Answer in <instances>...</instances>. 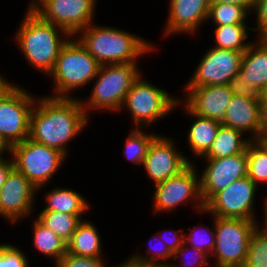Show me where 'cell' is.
<instances>
[{
  "mask_svg": "<svg viewBox=\"0 0 267 267\" xmlns=\"http://www.w3.org/2000/svg\"><path fill=\"white\" fill-rule=\"evenodd\" d=\"M175 147L171 138L161 135H157L150 143L142 166L155 185L176 176L192 163Z\"/></svg>",
  "mask_w": 267,
  "mask_h": 267,
  "instance_id": "5bb4252c",
  "label": "cell"
},
{
  "mask_svg": "<svg viewBox=\"0 0 267 267\" xmlns=\"http://www.w3.org/2000/svg\"><path fill=\"white\" fill-rule=\"evenodd\" d=\"M204 160H206L207 166L200 175V194L204 204L215 193L247 176L248 159L246 153Z\"/></svg>",
  "mask_w": 267,
  "mask_h": 267,
  "instance_id": "9a60e30c",
  "label": "cell"
},
{
  "mask_svg": "<svg viewBox=\"0 0 267 267\" xmlns=\"http://www.w3.org/2000/svg\"><path fill=\"white\" fill-rule=\"evenodd\" d=\"M184 104L196 115L222 121L233 93L227 85L185 88Z\"/></svg>",
  "mask_w": 267,
  "mask_h": 267,
  "instance_id": "e0dca14e",
  "label": "cell"
},
{
  "mask_svg": "<svg viewBox=\"0 0 267 267\" xmlns=\"http://www.w3.org/2000/svg\"><path fill=\"white\" fill-rule=\"evenodd\" d=\"M206 227H208L207 230L201 228L200 230L196 231V229L193 230L194 228H192L190 234H183L184 243L191 247L202 250L211 257L215 247V229L213 228L212 230V228H209V226Z\"/></svg>",
  "mask_w": 267,
  "mask_h": 267,
  "instance_id": "d6a6232c",
  "label": "cell"
},
{
  "mask_svg": "<svg viewBox=\"0 0 267 267\" xmlns=\"http://www.w3.org/2000/svg\"><path fill=\"white\" fill-rule=\"evenodd\" d=\"M119 267H157V265L140 263L129 257L125 262L120 263Z\"/></svg>",
  "mask_w": 267,
  "mask_h": 267,
  "instance_id": "ee69618b",
  "label": "cell"
},
{
  "mask_svg": "<svg viewBox=\"0 0 267 267\" xmlns=\"http://www.w3.org/2000/svg\"><path fill=\"white\" fill-rule=\"evenodd\" d=\"M215 27L214 48L245 52L252 44L245 41L249 37L247 32L252 31L247 24H226Z\"/></svg>",
  "mask_w": 267,
  "mask_h": 267,
  "instance_id": "484cf974",
  "label": "cell"
},
{
  "mask_svg": "<svg viewBox=\"0 0 267 267\" xmlns=\"http://www.w3.org/2000/svg\"><path fill=\"white\" fill-rule=\"evenodd\" d=\"M158 232H156V234L152 236L153 239L158 241V245H160V249L158 248H153L152 244L150 243L149 247H148V253L150 255H142L138 252V254L136 253V255H132L130 258L140 262V263H145V264H150V265H158V266H169L170 263H168L169 259H172L173 257V253L169 250V248L166 246V244L164 243L163 239L160 238V236H158ZM159 239H157L156 237ZM161 240V241H160ZM151 241V240H149ZM160 241V243H159ZM152 242V241H151ZM158 247V246H156ZM159 260V261H158ZM162 260V262H160ZM167 260V261H166Z\"/></svg>",
  "mask_w": 267,
  "mask_h": 267,
  "instance_id": "1f68e13d",
  "label": "cell"
},
{
  "mask_svg": "<svg viewBox=\"0 0 267 267\" xmlns=\"http://www.w3.org/2000/svg\"><path fill=\"white\" fill-rule=\"evenodd\" d=\"M187 245L184 243L181 247H179L174 253H173V259H177V257H184V256H187L189 257V255H187L189 252V249H190V254H191V251L194 253L193 254V259L191 261L187 259L186 262H181V264H176V263H170L169 266L170 267H210V265H208L210 261H208L209 259V255L205 252H203L202 250H199L197 248H194V247H186ZM187 253V254H186ZM180 255V256H179ZM196 257V258H195ZM197 259V260H196ZM190 261V262H188ZM199 262V263H198ZM190 263V264H189ZM174 264V265H173Z\"/></svg>",
  "mask_w": 267,
  "mask_h": 267,
  "instance_id": "d590c367",
  "label": "cell"
},
{
  "mask_svg": "<svg viewBox=\"0 0 267 267\" xmlns=\"http://www.w3.org/2000/svg\"><path fill=\"white\" fill-rule=\"evenodd\" d=\"M23 18L14 39L30 65L49 75L60 50L72 36L57 25L42 20L29 8Z\"/></svg>",
  "mask_w": 267,
  "mask_h": 267,
  "instance_id": "7a4b0ae2",
  "label": "cell"
},
{
  "mask_svg": "<svg viewBox=\"0 0 267 267\" xmlns=\"http://www.w3.org/2000/svg\"><path fill=\"white\" fill-rule=\"evenodd\" d=\"M261 102H267V87L262 92V100Z\"/></svg>",
  "mask_w": 267,
  "mask_h": 267,
  "instance_id": "681fc988",
  "label": "cell"
},
{
  "mask_svg": "<svg viewBox=\"0 0 267 267\" xmlns=\"http://www.w3.org/2000/svg\"><path fill=\"white\" fill-rule=\"evenodd\" d=\"M169 230L170 231L169 233H167V235L163 233V237L161 234L159 236L161 239L163 238V241L169 248V250L174 253L179 247L184 244V236L178 235L180 232L177 230H172V228H170Z\"/></svg>",
  "mask_w": 267,
  "mask_h": 267,
  "instance_id": "f35d334b",
  "label": "cell"
},
{
  "mask_svg": "<svg viewBox=\"0 0 267 267\" xmlns=\"http://www.w3.org/2000/svg\"><path fill=\"white\" fill-rule=\"evenodd\" d=\"M88 122L79 98L40 97L31 113L29 138L67 157V143L80 134Z\"/></svg>",
  "mask_w": 267,
  "mask_h": 267,
  "instance_id": "6da1fadb",
  "label": "cell"
},
{
  "mask_svg": "<svg viewBox=\"0 0 267 267\" xmlns=\"http://www.w3.org/2000/svg\"><path fill=\"white\" fill-rule=\"evenodd\" d=\"M141 76L133 83L121 107V110L127 108L138 129L147 125L149 127L173 111L177 105L180 106L179 103H183L181 98L176 99V96L143 80Z\"/></svg>",
  "mask_w": 267,
  "mask_h": 267,
  "instance_id": "ba28073f",
  "label": "cell"
},
{
  "mask_svg": "<svg viewBox=\"0 0 267 267\" xmlns=\"http://www.w3.org/2000/svg\"><path fill=\"white\" fill-rule=\"evenodd\" d=\"M213 217L215 247L211 257H216L214 267H243L258 221Z\"/></svg>",
  "mask_w": 267,
  "mask_h": 267,
  "instance_id": "8992f818",
  "label": "cell"
},
{
  "mask_svg": "<svg viewBox=\"0 0 267 267\" xmlns=\"http://www.w3.org/2000/svg\"><path fill=\"white\" fill-rule=\"evenodd\" d=\"M138 67L136 62L100 66L89 100L81 99L88 117V110L120 111L126 94L142 75Z\"/></svg>",
  "mask_w": 267,
  "mask_h": 267,
  "instance_id": "5b68a950",
  "label": "cell"
},
{
  "mask_svg": "<svg viewBox=\"0 0 267 267\" xmlns=\"http://www.w3.org/2000/svg\"><path fill=\"white\" fill-rule=\"evenodd\" d=\"M8 152V149L4 146V144L0 141V157L4 155L5 152Z\"/></svg>",
  "mask_w": 267,
  "mask_h": 267,
  "instance_id": "c3c4849f",
  "label": "cell"
},
{
  "mask_svg": "<svg viewBox=\"0 0 267 267\" xmlns=\"http://www.w3.org/2000/svg\"><path fill=\"white\" fill-rule=\"evenodd\" d=\"M33 224V246L47 257L54 258L56 264L67 252L66 242L37 218Z\"/></svg>",
  "mask_w": 267,
  "mask_h": 267,
  "instance_id": "d4e9b609",
  "label": "cell"
},
{
  "mask_svg": "<svg viewBox=\"0 0 267 267\" xmlns=\"http://www.w3.org/2000/svg\"><path fill=\"white\" fill-rule=\"evenodd\" d=\"M221 125L244 134L251 133L250 138L254 140L260 134L261 101H250L242 96L233 95Z\"/></svg>",
  "mask_w": 267,
  "mask_h": 267,
  "instance_id": "d6986e66",
  "label": "cell"
},
{
  "mask_svg": "<svg viewBox=\"0 0 267 267\" xmlns=\"http://www.w3.org/2000/svg\"><path fill=\"white\" fill-rule=\"evenodd\" d=\"M263 45L267 47V31H265L259 38H257Z\"/></svg>",
  "mask_w": 267,
  "mask_h": 267,
  "instance_id": "7dc6e473",
  "label": "cell"
},
{
  "mask_svg": "<svg viewBox=\"0 0 267 267\" xmlns=\"http://www.w3.org/2000/svg\"><path fill=\"white\" fill-rule=\"evenodd\" d=\"M253 141L267 154V133L259 134Z\"/></svg>",
  "mask_w": 267,
  "mask_h": 267,
  "instance_id": "f6af8a7d",
  "label": "cell"
},
{
  "mask_svg": "<svg viewBox=\"0 0 267 267\" xmlns=\"http://www.w3.org/2000/svg\"><path fill=\"white\" fill-rule=\"evenodd\" d=\"M90 221L82 220L67 244V252L85 257H102V243L98 230ZM102 254V255H101Z\"/></svg>",
  "mask_w": 267,
  "mask_h": 267,
  "instance_id": "603a6c76",
  "label": "cell"
},
{
  "mask_svg": "<svg viewBox=\"0 0 267 267\" xmlns=\"http://www.w3.org/2000/svg\"><path fill=\"white\" fill-rule=\"evenodd\" d=\"M103 260L102 257H85L66 252L55 267H99Z\"/></svg>",
  "mask_w": 267,
  "mask_h": 267,
  "instance_id": "8d00e7d4",
  "label": "cell"
},
{
  "mask_svg": "<svg viewBox=\"0 0 267 267\" xmlns=\"http://www.w3.org/2000/svg\"><path fill=\"white\" fill-rule=\"evenodd\" d=\"M249 12L241 5L230 3H210L207 20L216 26L246 24Z\"/></svg>",
  "mask_w": 267,
  "mask_h": 267,
  "instance_id": "83f0119b",
  "label": "cell"
},
{
  "mask_svg": "<svg viewBox=\"0 0 267 267\" xmlns=\"http://www.w3.org/2000/svg\"><path fill=\"white\" fill-rule=\"evenodd\" d=\"M256 14L257 27L252 28V31H258V38L267 31V0H255L252 9Z\"/></svg>",
  "mask_w": 267,
  "mask_h": 267,
  "instance_id": "74e56055",
  "label": "cell"
},
{
  "mask_svg": "<svg viewBox=\"0 0 267 267\" xmlns=\"http://www.w3.org/2000/svg\"><path fill=\"white\" fill-rule=\"evenodd\" d=\"M248 159L247 176L259 187L267 184V154L252 140L246 148Z\"/></svg>",
  "mask_w": 267,
  "mask_h": 267,
  "instance_id": "f546056e",
  "label": "cell"
},
{
  "mask_svg": "<svg viewBox=\"0 0 267 267\" xmlns=\"http://www.w3.org/2000/svg\"><path fill=\"white\" fill-rule=\"evenodd\" d=\"M28 6L42 20L57 25L72 37L94 19L97 0H31Z\"/></svg>",
  "mask_w": 267,
  "mask_h": 267,
  "instance_id": "30bf717a",
  "label": "cell"
},
{
  "mask_svg": "<svg viewBox=\"0 0 267 267\" xmlns=\"http://www.w3.org/2000/svg\"><path fill=\"white\" fill-rule=\"evenodd\" d=\"M267 133V102H261L260 134Z\"/></svg>",
  "mask_w": 267,
  "mask_h": 267,
  "instance_id": "7bdbcfd3",
  "label": "cell"
},
{
  "mask_svg": "<svg viewBox=\"0 0 267 267\" xmlns=\"http://www.w3.org/2000/svg\"><path fill=\"white\" fill-rule=\"evenodd\" d=\"M209 0H170L164 35L194 33L207 21Z\"/></svg>",
  "mask_w": 267,
  "mask_h": 267,
  "instance_id": "ac0fdd59",
  "label": "cell"
},
{
  "mask_svg": "<svg viewBox=\"0 0 267 267\" xmlns=\"http://www.w3.org/2000/svg\"><path fill=\"white\" fill-rule=\"evenodd\" d=\"M47 206L41 211H59L68 214H84L89 209V202L77 191L66 188H55L45 195Z\"/></svg>",
  "mask_w": 267,
  "mask_h": 267,
  "instance_id": "cb8c5ba5",
  "label": "cell"
},
{
  "mask_svg": "<svg viewBox=\"0 0 267 267\" xmlns=\"http://www.w3.org/2000/svg\"><path fill=\"white\" fill-rule=\"evenodd\" d=\"M195 165L190 163L176 176L155 185L153 211H171L186 202H194L196 210L204 212V203L200 194V175Z\"/></svg>",
  "mask_w": 267,
  "mask_h": 267,
  "instance_id": "7c38bea8",
  "label": "cell"
},
{
  "mask_svg": "<svg viewBox=\"0 0 267 267\" xmlns=\"http://www.w3.org/2000/svg\"><path fill=\"white\" fill-rule=\"evenodd\" d=\"M157 136L155 133H147L141 129L133 128L126 138L124 154L137 165H142L152 140Z\"/></svg>",
  "mask_w": 267,
  "mask_h": 267,
  "instance_id": "f1b7e54d",
  "label": "cell"
},
{
  "mask_svg": "<svg viewBox=\"0 0 267 267\" xmlns=\"http://www.w3.org/2000/svg\"><path fill=\"white\" fill-rule=\"evenodd\" d=\"M77 35V40L101 66L136 62L140 56L155 49L151 42L136 34L116 27L97 26L94 23L75 36Z\"/></svg>",
  "mask_w": 267,
  "mask_h": 267,
  "instance_id": "3957f363",
  "label": "cell"
},
{
  "mask_svg": "<svg viewBox=\"0 0 267 267\" xmlns=\"http://www.w3.org/2000/svg\"><path fill=\"white\" fill-rule=\"evenodd\" d=\"M243 267H267V237L258 227L252 233Z\"/></svg>",
  "mask_w": 267,
  "mask_h": 267,
  "instance_id": "4dcf8cb0",
  "label": "cell"
},
{
  "mask_svg": "<svg viewBox=\"0 0 267 267\" xmlns=\"http://www.w3.org/2000/svg\"><path fill=\"white\" fill-rule=\"evenodd\" d=\"M104 263H105V262H103L99 267H106ZM114 267H119V265L114 266Z\"/></svg>",
  "mask_w": 267,
  "mask_h": 267,
  "instance_id": "f907efd6",
  "label": "cell"
},
{
  "mask_svg": "<svg viewBox=\"0 0 267 267\" xmlns=\"http://www.w3.org/2000/svg\"><path fill=\"white\" fill-rule=\"evenodd\" d=\"M243 136L244 133L239 130L220 125L210 148L200 158L219 159L246 153L247 145L252 140Z\"/></svg>",
  "mask_w": 267,
  "mask_h": 267,
  "instance_id": "44dd1931",
  "label": "cell"
},
{
  "mask_svg": "<svg viewBox=\"0 0 267 267\" xmlns=\"http://www.w3.org/2000/svg\"><path fill=\"white\" fill-rule=\"evenodd\" d=\"M71 37L60 50L56 63L49 73L53 77L55 95L51 97H73L69 92L87 85L95 80L100 63L81 45Z\"/></svg>",
  "mask_w": 267,
  "mask_h": 267,
  "instance_id": "277c9868",
  "label": "cell"
},
{
  "mask_svg": "<svg viewBox=\"0 0 267 267\" xmlns=\"http://www.w3.org/2000/svg\"><path fill=\"white\" fill-rule=\"evenodd\" d=\"M81 215L59 211H41L36 218L67 243L77 226L84 220Z\"/></svg>",
  "mask_w": 267,
  "mask_h": 267,
  "instance_id": "4316f807",
  "label": "cell"
},
{
  "mask_svg": "<svg viewBox=\"0 0 267 267\" xmlns=\"http://www.w3.org/2000/svg\"><path fill=\"white\" fill-rule=\"evenodd\" d=\"M14 169V162L11 157V159L5 160V157H0V189L6 182L10 172Z\"/></svg>",
  "mask_w": 267,
  "mask_h": 267,
  "instance_id": "ab89813d",
  "label": "cell"
},
{
  "mask_svg": "<svg viewBox=\"0 0 267 267\" xmlns=\"http://www.w3.org/2000/svg\"><path fill=\"white\" fill-rule=\"evenodd\" d=\"M16 86L0 100V141L9 149L29 137L30 118L37 97Z\"/></svg>",
  "mask_w": 267,
  "mask_h": 267,
  "instance_id": "9c48e42d",
  "label": "cell"
},
{
  "mask_svg": "<svg viewBox=\"0 0 267 267\" xmlns=\"http://www.w3.org/2000/svg\"><path fill=\"white\" fill-rule=\"evenodd\" d=\"M36 193L37 188L14 168L0 189L1 217L14 224L32 214Z\"/></svg>",
  "mask_w": 267,
  "mask_h": 267,
  "instance_id": "2e32d148",
  "label": "cell"
},
{
  "mask_svg": "<svg viewBox=\"0 0 267 267\" xmlns=\"http://www.w3.org/2000/svg\"><path fill=\"white\" fill-rule=\"evenodd\" d=\"M17 85L10 84L5 78L0 74V100L4 98L8 93H10Z\"/></svg>",
  "mask_w": 267,
  "mask_h": 267,
  "instance_id": "b9f144b4",
  "label": "cell"
},
{
  "mask_svg": "<svg viewBox=\"0 0 267 267\" xmlns=\"http://www.w3.org/2000/svg\"><path fill=\"white\" fill-rule=\"evenodd\" d=\"M266 200H265V202H264V204L263 205H265V211H264V217H265V221L263 222V226H259L258 227V229L261 231V232H263L264 234H265V236L267 237V198H265ZM264 227V228H263Z\"/></svg>",
  "mask_w": 267,
  "mask_h": 267,
  "instance_id": "bcb514c9",
  "label": "cell"
},
{
  "mask_svg": "<svg viewBox=\"0 0 267 267\" xmlns=\"http://www.w3.org/2000/svg\"><path fill=\"white\" fill-rule=\"evenodd\" d=\"M258 186L243 177L215 193L205 204L204 212L220 218L256 220L254 200Z\"/></svg>",
  "mask_w": 267,
  "mask_h": 267,
  "instance_id": "8fae6325",
  "label": "cell"
},
{
  "mask_svg": "<svg viewBox=\"0 0 267 267\" xmlns=\"http://www.w3.org/2000/svg\"><path fill=\"white\" fill-rule=\"evenodd\" d=\"M210 3H230L243 6L249 13L252 12L255 0H209Z\"/></svg>",
  "mask_w": 267,
  "mask_h": 267,
  "instance_id": "60d3db41",
  "label": "cell"
},
{
  "mask_svg": "<svg viewBox=\"0 0 267 267\" xmlns=\"http://www.w3.org/2000/svg\"><path fill=\"white\" fill-rule=\"evenodd\" d=\"M243 53L210 47L199 61L185 88L227 85L240 71Z\"/></svg>",
  "mask_w": 267,
  "mask_h": 267,
  "instance_id": "4fadbf2b",
  "label": "cell"
},
{
  "mask_svg": "<svg viewBox=\"0 0 267 267\" xmlns=\"http://www.w3.org/2000/svg\"><path fill=\"white\" fill-rule=\"evenodd\" d=\"M14 168L22 173L39 191L59 171L66 156L57 149L26 138L8 149Z\"/></svg>",
  "mask_w": 267,
  "mask_h": 267,
  "instance_id": "52a82bcc",
  "label": "cell"
},
{
  "mask_svg": "<svg viewBox=\"0 0 267 267\" xmlns=\"http://www.w3.org/2000/svg\"><path fill=\"white\" fill-rule=\"evenodd\" d=\"M251 42L252 44L243 53L240 78L253 83L263 92L267 87V47L257 39Z\"/></svg>",
  "mask_w": 267,
  "mask_h": 267,
  "instance_id": "ffe728a7",
  "label": "cell"
},
{
  "mask_svg": "<svg viewBox=\"0 0 267 267\" xmlns=\"http://www.w3.org/2000/svg\"><path fill=\"white\" fill-rule=\"evenodd\" d=\"M185 111L192 116V125L189 128L187 134V140L189 147L192 150V154L196 157H201L214 141L218 129L221 125V121L211 118H205L194 114L185 104ZM196 119V120H195Z\"/></svg>",
  "mask_w": 267,
  "mask_h": 267,
  "instance_id": "7402d4cb",
  "label": "cell"
},
{
  "mask_svg": "<svg viewBox=\"0 0 267 267\" xmlns=\"http://www.w3.org/2000/svg\"><path fill=\"white\" fill-rule=\"evenodd\" d=\"M233 95H239L250 101H261L262 92L251 82L240 78V71L227 84Z\"/></svg>",
  "mask_w": 267,
  "mask_h": 267,
  "instance_id": "836d02e7",
  "label": "cell"
},
{
  "mask_svg": "<svg viewBox=\"0 0 267 267\" xmlns=\"http://www.w3.org/2000/svg\"><path fill=\"white\" fill-rule=\"evenodd\" d=\"M0 267H29L25 253L11 244H0Z\"/></svg>",
  "mask_w": 267,
  "mask_h": 267,
  "instance_id": "e575fe53",
  "label": "cell"
}]
</instances>
